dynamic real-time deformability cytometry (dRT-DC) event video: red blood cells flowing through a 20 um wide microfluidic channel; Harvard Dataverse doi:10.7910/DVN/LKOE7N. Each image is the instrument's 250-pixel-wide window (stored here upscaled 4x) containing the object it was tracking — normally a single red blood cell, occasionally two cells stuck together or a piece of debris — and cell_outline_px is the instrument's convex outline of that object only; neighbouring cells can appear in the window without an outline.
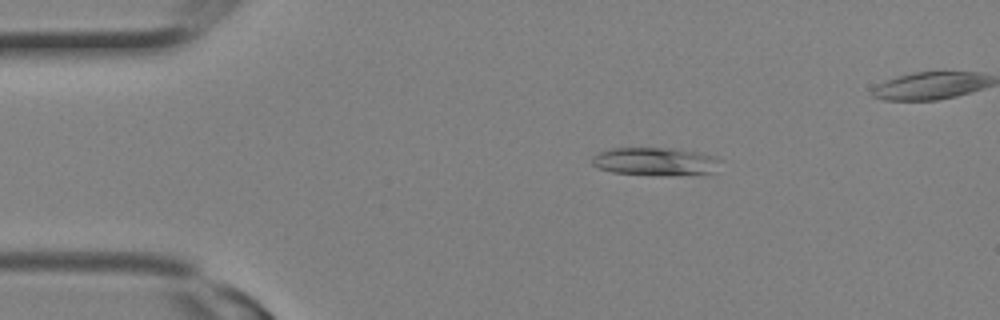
{"species": "Egyptian fruit bat (a non-hibernating species)", "species_latin": "Rousettus aegyptiacus", "temperature_condition": "room temperature", "stored_images_in_passage": 2, "camera_frame_rate_fps": 3000, "um_per_image_px": 0.085, "animal": {"sex": "female"}, "frame": {"image": 1, "passage_image": 1, "time_ms": 0.0, "image_size_px": [1000, 320], "cell_outline_px": [[724, 160], [716, 172], [704, 176], [612, 172], [596, 168], [592, 164], [592, 156], [600, 152], [612, 148], [668, 148], [696, 152], [716, 156]], "centroid_in_image_um": [55.82, 13.74], "position_along_channel_um": 29.2, "area_um2": 21.27}}